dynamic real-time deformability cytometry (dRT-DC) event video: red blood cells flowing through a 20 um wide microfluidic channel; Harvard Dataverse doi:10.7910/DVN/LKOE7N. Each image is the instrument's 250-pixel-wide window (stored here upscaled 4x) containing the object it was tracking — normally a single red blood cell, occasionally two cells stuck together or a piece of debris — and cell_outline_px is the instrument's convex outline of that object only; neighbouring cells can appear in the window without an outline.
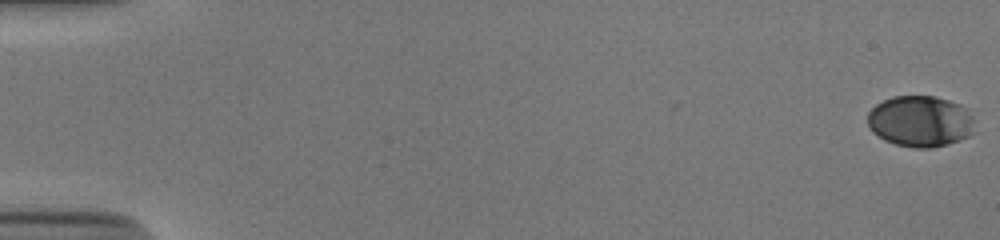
{"species": "human", "species_latin": "Homo sapiens", "temperature_condition": "cold", "stored_images_in_passage": 23, "camera_frame_rate_fps": 3000, "um_per_image_px": 0.085, "donor": {"sex": "male"}, "frame": {"image": 1, "passage_image": 1, "time_ms": 0.0, "image_size_px": [1000, 240], "cell_outline_px": [[976, 132], [960, 140], [948, 144], [932, 148], [916, 148], [896, 144], [884, 140], [872, 132], [868, 128], [868, 112], [876, 104], [892, 96], [936, 96], [960, 104], [968, 108], [972, 116]], "centroid_in_image_um": [78.25, 10.31], "position_along_channel_um": 6.8, "area_um2": 32.37}}
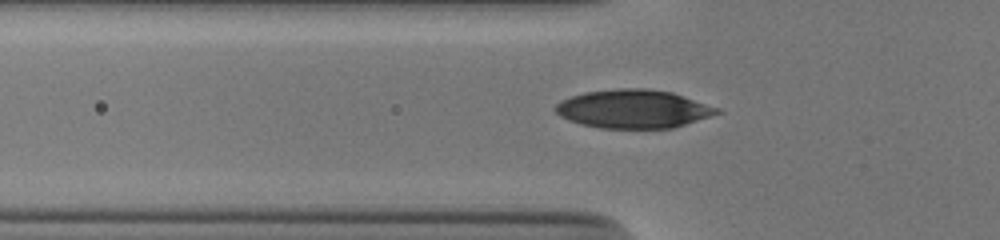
{"frame": {"image": 2, "passage_image": 20, "time_ms": 6.333, "image_size_px": [1000, 240], "cell_outline_px": [[724, 112], [672, 128], [600, 128], [580, 124], [568, 120], [560, 116], [552, 108], [560, 100], [584, 92], [620, 88], [644, 88], [672, 92], [720, 108]], "centroid_in_image_um": [53.82, 9.26], "position_along_channel_um": 72.0, "area_um2": 36.36}}
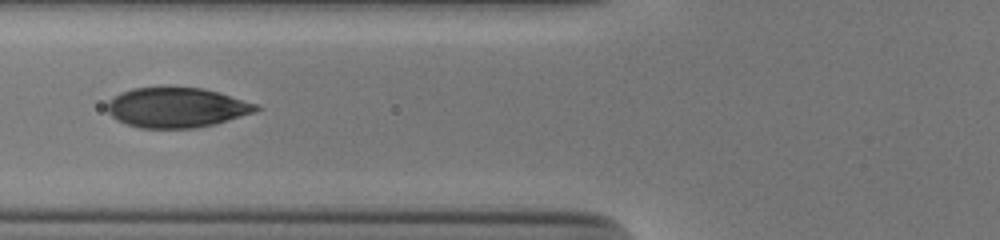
{"frame": {"image": 3, "passage_image": 23, "time_ms": 7.333, "image_size_px": [1000, 240], "cell_outline_px": [[264, 108], [256, 112], [216, 124], [196, 128], [140, 128], [116, 120], [108, 112], [108, 100], [120, 92], [132, 88], [204, 88], [256, 104]], "centroid_in_image_um": [15.02, 9.15], "position_along_channel_um": 110.8, "area_um2": 34.56}}